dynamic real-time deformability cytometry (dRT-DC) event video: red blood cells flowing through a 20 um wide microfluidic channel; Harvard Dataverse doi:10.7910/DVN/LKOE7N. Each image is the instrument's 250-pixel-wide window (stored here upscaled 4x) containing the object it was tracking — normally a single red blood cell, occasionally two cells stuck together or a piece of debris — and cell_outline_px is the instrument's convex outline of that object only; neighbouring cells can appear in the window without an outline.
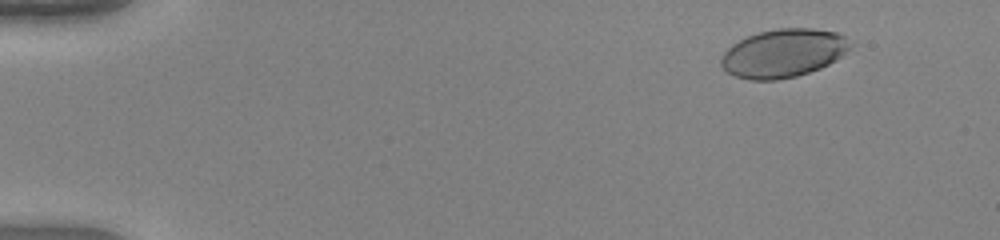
{"species": "human", "species_latin": "Homo sapiens", "temperature_condition": "warm", "stored_images_in_passage": 51, "camera_frame_rate_fps": 3000, "um_per_image_px": 0.085, "donor": {"sex": "female"}, "frame": {"image": 1, "passage_image": 6, "time_ms": 1.667, "image_size_px": [1000, 240], "cell_outline_px": [[856, 44], [840, 56], [828, 64], [820, 68], [796, 76], [776, 80], [748, 80], [736, 76], [728, 72], [720, 64], [720, 60], [724, 52], [732, 44], [748, 36], [760, 32], [780, 28], [812, 28], [836, 32], [856, 40]], "centroid_in_image_um": [66.64, 4.51], "position_along_channel_um": 18.4, "area_um2": 36.53}}
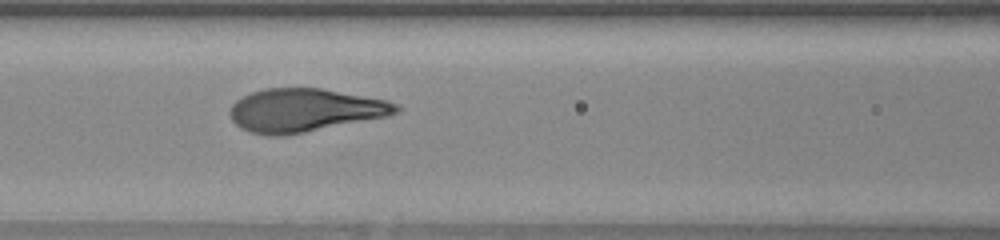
{"frame": {"image": 2, "passage_image": 24, "time_ms": 7.667, "image_size_px": [1000, 240], "cell_outline_px": [[400, 112], [388, 116], [304, 132], [280, 136], [268, 136], [248, 132], [240, 128], [232, 120], [228, 112], [232, 104], [236, 100], [252, 92], [264, 88], [320, 88], [388, 100], [396, 104], [400, 108]], "centroid_in_image_um": [25.87, 9.37], "position_along_channel_um": 140.7, "area_um2": 41.85}}
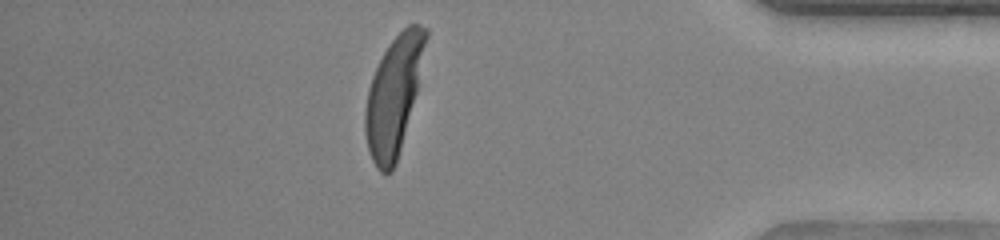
{"frame": {"image": 3, "passage_image": 45, "time_ms": 14.667, "image_size_px": [1000, 240], "cell_outline_px": [[428, 36], [416, 92], [396, 164], [392, 172], [384, 176], [376, 168], [368, 152], [364, 132], [364, 108], [368, 88], [372, 76], [388, 44], [408, 24], [420, 24], [428, 28]], "centroid_in_image_um": [33.44, 8.16], "position_along_channel_um": 401.8, "area_um2": 41.62}}